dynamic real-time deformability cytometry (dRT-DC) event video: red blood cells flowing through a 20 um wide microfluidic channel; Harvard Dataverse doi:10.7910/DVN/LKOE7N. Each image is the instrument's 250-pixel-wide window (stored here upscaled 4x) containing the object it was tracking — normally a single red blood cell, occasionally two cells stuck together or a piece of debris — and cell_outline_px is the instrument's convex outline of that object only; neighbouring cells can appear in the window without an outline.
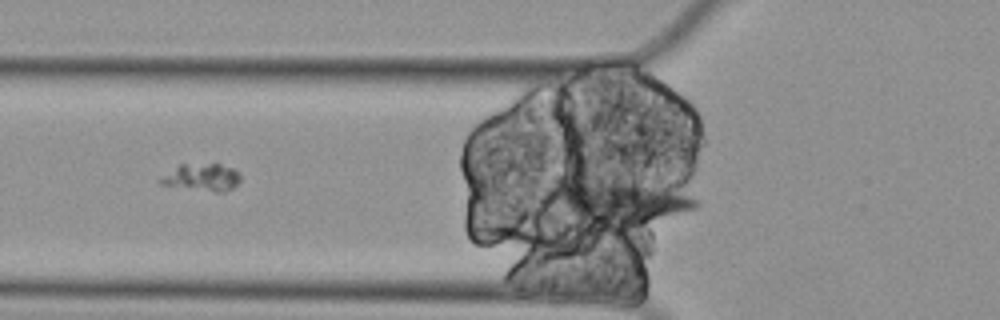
{"species": "Egyptian fruit bat (a non-hibernating species)", "species_latin": "Rousettus aegyptiacus", "temperature_condition": "cold", "stored_images_in_passage": 56, "segment_of_instrument_passage": [1, 2], "camera_frame_rate_fps": 3000, "um_per_image_px": 0.085, "animal": {"sex": "female"}, "frame": {"image": 1, "passage_image": 15, "time_ms": 4.667, "image_size_px": [1000, 320], "cell_outline_px": [[700, 204], [696, 208], [684, 212], [648, 220], [624, 224], [576, 228], [552, 208], [560, 176], [572, 172], [688, 196], [696, 200]], "centroid_in_image_um": [52.15, 17.16], "position_along_channel_um": 73.6, "area_um2": 37.34}}